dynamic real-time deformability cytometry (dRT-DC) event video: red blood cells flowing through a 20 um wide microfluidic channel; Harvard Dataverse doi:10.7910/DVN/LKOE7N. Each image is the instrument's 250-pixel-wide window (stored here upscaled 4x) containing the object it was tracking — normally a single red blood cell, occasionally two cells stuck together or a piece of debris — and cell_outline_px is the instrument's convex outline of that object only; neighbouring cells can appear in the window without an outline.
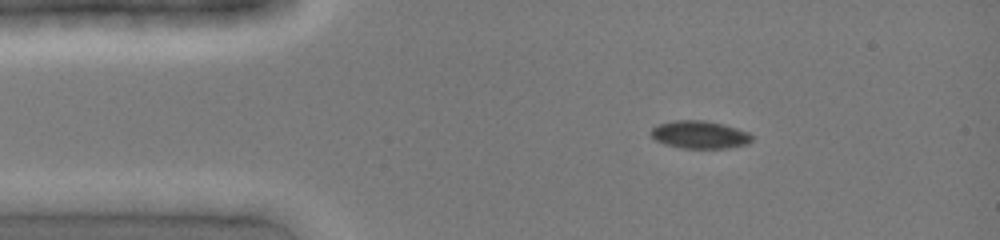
{"species": "common noctule bat (a hibernating species)", "species_latin": "Nyctalus noctula", "temperature_condition": "cold", "stored_images_in_passage": 5, "camera_frame_rate_fps": 3000, "um_per_image_px": 0.085, "animal": {"sex": "female", "body_mass_g": 19.0, "forearm_length_mm": 51.5}, "frame": {"image": 1, "passage_image": 1, "time_ms": 0.0, "image_size_px": [1000, 240], "cell_outline_px": [[752, 140], [748, 144], [728, 148], [680, 148], [664, 144], [656, 140], [648, 132], [656, 124], [676, 120], [704, 120], [724, 124], [748, 132], [752, 136]], "centroid_in_image_um": [59.45, 11.44], "position_along_channel_um": 25.6, "area_um2": 16.47}}